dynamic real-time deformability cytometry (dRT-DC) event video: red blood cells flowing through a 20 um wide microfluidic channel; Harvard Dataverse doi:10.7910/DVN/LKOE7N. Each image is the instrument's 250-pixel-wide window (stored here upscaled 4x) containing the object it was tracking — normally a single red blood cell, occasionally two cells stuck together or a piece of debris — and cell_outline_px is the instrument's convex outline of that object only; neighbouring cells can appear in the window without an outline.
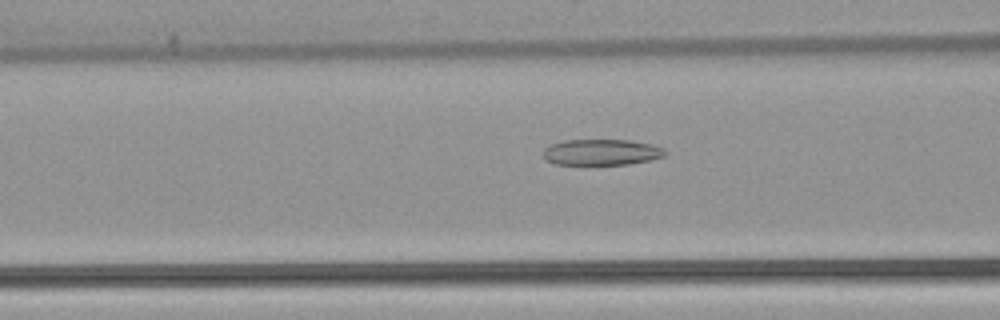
{"species": "common noctule bat (a hibernating species)", "species_latin": "Nyctalus noctula", "temperature_condition": "warm", "stored_images_in_passage": 48, "camera_frame_rate_fps": 3000, "um_per_image_px": 0.085, "animal": {"sex": "female", "body_mass_g": 22.7, "forearm_length_mm": 54.2}, "frame": {"image": 1, "passage_image": 16, "time_ms": 5.0, "image_size_px": [1000, 320], "cell_outline_px": [[668, 152], [664, 156], [652, 160], [628, 164], [556, 164], [544, 160], [544, 148], [552, 144], [564, 140], [632, 140], [652, 144], [664, 148]], "centroid_in_image_um": [51.17, 12.93], "position_along_channel_um": 115.4, "area_um2": 18.55}}
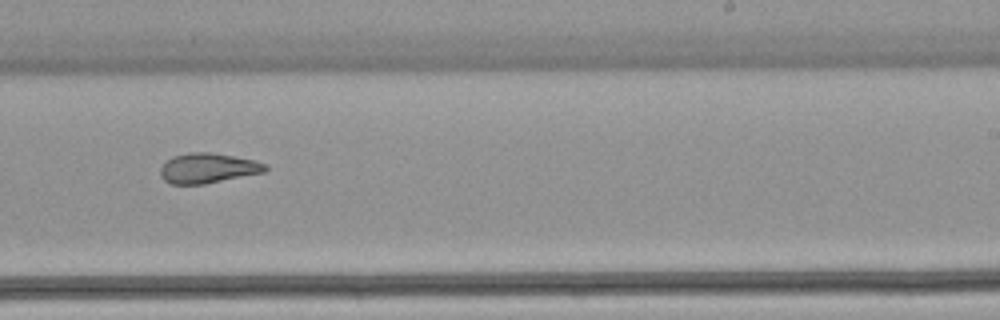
{"frame": {"image": 2, "passage_image": 28, "time_ms": 9.0, "image_size_px": [1000, 320], "cell_outline_px": [[268, 168], [264, 172], [204, 184], [172, 184], [164, 180], [160, 176], [160, 168], [172, 156], [188, 152], [212, 152], [252, 160], [268, 164]], "centroid_in_image_um": [17.65, 14.29], "position_along_channel_um": 271.3, "area_um2": 18.26}}
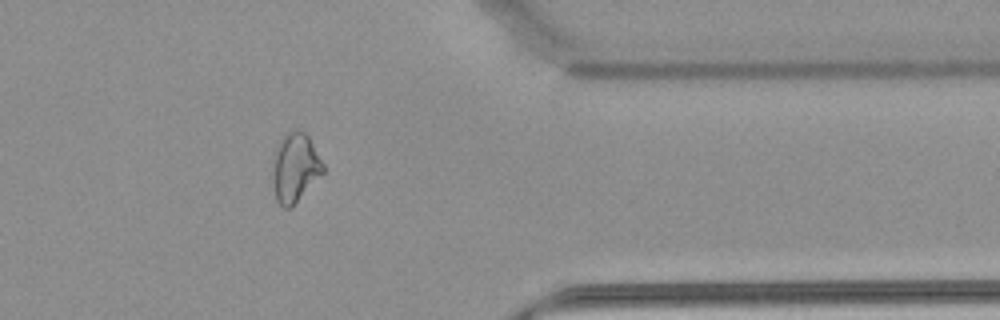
{"frame": {"image": 3, "passage_image": 38, "time_ms": 12.333, "image_size_px": [1000, 320], "cell_outline_px": [[324, 172], [288, 208], [284, 208], [276, 200], [272, 180], [272, 160], [276, 144], [288, 132], [296, 128], [304, 132], [308, 136], [324, 164]], "centroid_in_image_um": [25.04, 14.19], "position_along_channel_um": 386.4, "area_um2": 20.11}, "authors_computed_cell_mechanics": {"area_um2": 20.9525, "velocity_mm_per_s": 3.9037, "shape_relaxation_time_tau1_ms": null, "shape_relaxation_time_tau2_ms": 2.7146, "deformation_change_tau1": null, "deformation_change_tau2": 0.1071}}